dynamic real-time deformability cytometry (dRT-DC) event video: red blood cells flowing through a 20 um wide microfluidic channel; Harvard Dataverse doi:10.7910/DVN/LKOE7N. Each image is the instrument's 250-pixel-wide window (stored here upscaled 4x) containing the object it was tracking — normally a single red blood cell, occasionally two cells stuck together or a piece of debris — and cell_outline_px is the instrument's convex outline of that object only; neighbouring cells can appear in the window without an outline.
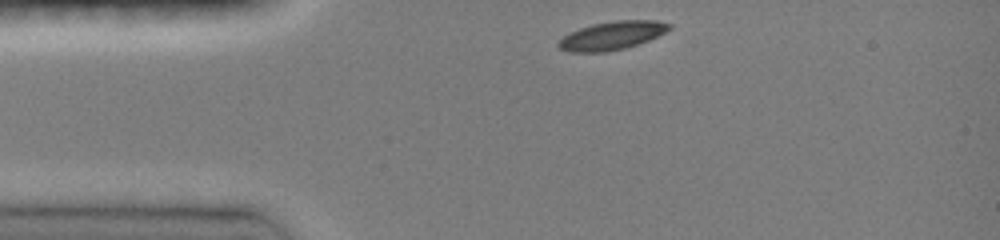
{"species": "common noctule bat (a hibernating species)", "species_latin": "Nyctalus noctula", "temperature_condition": "room temperature", "stored_images_in_passage": 23, "camera_frame_rate_fps": 3000, "um_per_image_px": 0.085, "animal": {"sex": "female", "body_mass_g": 19.0, "forearm_length_mm": 51.5}, "frame": {"image": 1, "passage_image": 1, "time_ms": 0.0, "image_size_px": [1000, 240], "cell_outline_px": [[672, 28], [648, 40], [624, 48], [608, 52], [572, 52], [560, 48], [556, 44], [564, 36], [580, 28], [592, 24], [616, 20], [656, 20], [672, 24]], "centroid_in_image_um": [52.03, 3.01], "position_along_channel_um": 33.0, "area_um2": 18.09}}
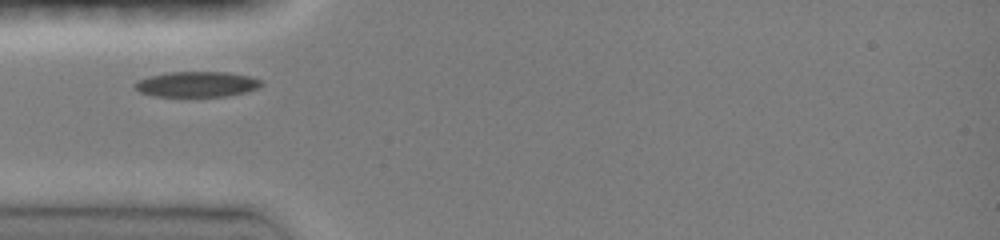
{"frame": {"image": 2, "passage_image": 6, "time_ms": 1.667, "image_size_px": [1000, 240], "cell_outline_px": [[264, 84], [256, 88], [244, 92], [228, 96], [156, 96], [140, 92], [132, 84], [136, 80], [148, 76], [168, 72], [228, 72], [248, 76], [264, 80]], "centroid_in_image_um": [16.72, 7.15], "position_along_channel_um": 68.3, "area_um2": 18.79}}